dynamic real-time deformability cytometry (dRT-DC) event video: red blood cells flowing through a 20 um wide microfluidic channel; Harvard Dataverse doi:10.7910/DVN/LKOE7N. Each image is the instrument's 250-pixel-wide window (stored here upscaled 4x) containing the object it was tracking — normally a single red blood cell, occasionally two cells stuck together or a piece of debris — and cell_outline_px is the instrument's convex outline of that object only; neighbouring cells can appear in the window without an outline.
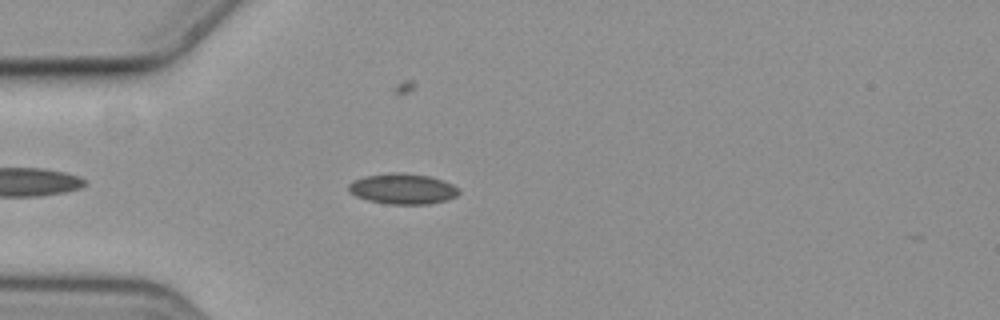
{"species": "common noctule bat (a hibernating species)", "species_latin": "Nyctalus noctula", "temperature_condition": "cold", "stored_images_in_passage": 37, "camera_frame_rate_fps": 3000, "um_per_image_px": 0.085, "animal": {"sex": "female", "body_mass_g": 19.3, "forearm_length_mm": 54.1}, "frame": {"image": 1, "passage_image": 4, "time_ms": 1.0, "image_size_px": [1000, 320], "cell_outline_px": [[460, 192], [456, 196], [448, 200], [428, 204], [388, 204], [368, 200], [356, 196], [348, 192], [348, 184], [364, 176], [388, 172], [400, 172], [428, 176], [452, 184], [460, 188]], "centroid_in_image_um": [34.23, 16.05], "position_along_channel_um": 50.8, "area_um2": 19.71}}
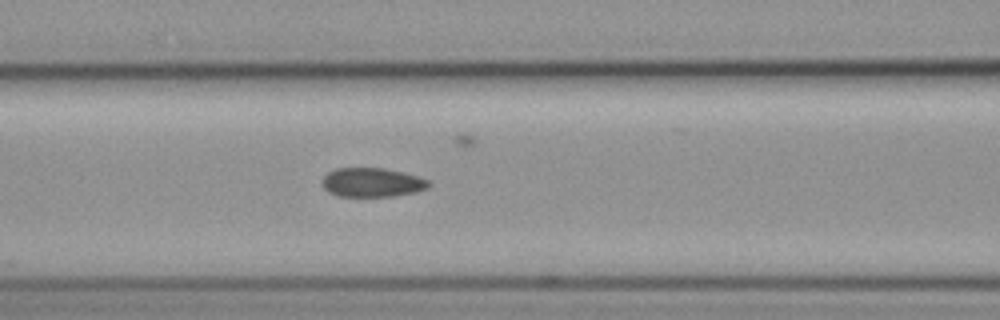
{"frame": {"image": 2, "passage_image": 12, "time_ms": 3.667, "image_size_px": [1000, 320], "cell_outline_px": [[432, 184], [428, 188], [416, 192], [392, 196], [340, 196], [328, 192], [324, 188], [324, 176], [328, 172], [336, 168], [384, 168], [404, 172], [428, 180]], "centroid_in_image_um": [31.66, 15.5], "position_along_channel_um": 134.9, "area_um2": 17.98}}
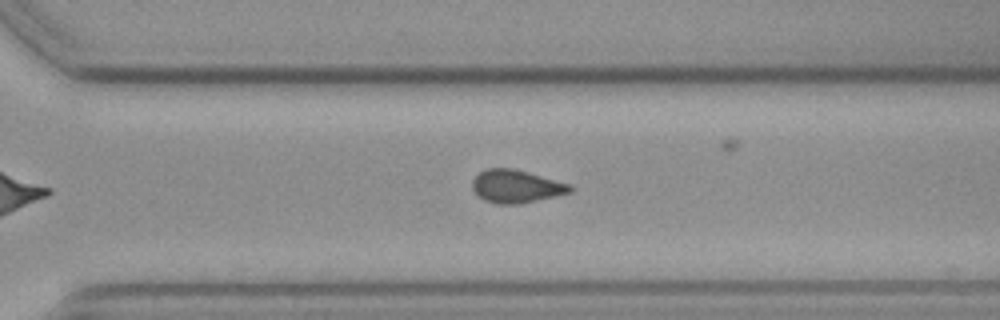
{"frame": {"image": 3, "passage_image": 28, "time_ms": 9.0, "image_size_px": [1000, 320], "cell_outline_px": [[572, 192], [556, 196], [520, 204], [496, 204], [484, 200], [472, 188], [472, 180], [480, 172], [488, 168], [512, 168], [528, 172], [572, 184]], "centroid_in_image_um": [43.9, 15.84], "position_along_channel_um": 326.7, "area_um2": 18.79}}